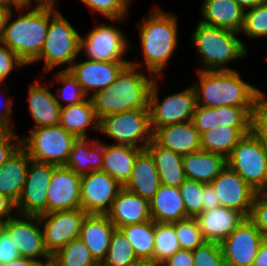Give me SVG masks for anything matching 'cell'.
Wrapping results in <instances>:
<instances>
[{"mask_svg":"<svg viewBox=\"0 0 267 266\" xmlns=\"http://www.w3.org/2000/svg\"><path fill=\"white\" fill-rule=\"evenodd\" d=\"M12 7H9L8 5L5 4H0V38L3 34L4 27L6 25L8 16L10 12L12 11Z\"/></svg>","mask_w":267,"mask_h":266,"instance_id":"cell-58","label":"cell"},{"mask_svg":"<svg viewBox=\"0 0 267 266\" xmlns=\"http://www.w3.org/2000/svg\"><path fill=\"white\" fill-rule=\"evenodd\" d=\"M252 131L262 142H267V99L263 92L260 93L255 105Z\"/></svg>","mask_w":267,"mask_h":266,"instance_id":"cell-47","label":"cell"},{"mask_svg":"<svg viewBox=\"0 0 267 266\" xmlns=\"http://www.w3.org/2000/svg\"><path fill=\"white\" fill-rule=\"evenodd\" d=\"M55 266H99L86 244L76 238L51 256Z\"/></svg>","mask_w":267,"mask_h":266,"instance_id":"cell-36","label":"cell"},{"mask_svg":"<svg viewBox=\"0 0 267 266\" xmlns=\"http://www.w3.org/2000/svg\"><path fill=\"white\" fill-rule=\"evenodd\" d=\"M76 136L60 124L33 128L29 136L21 138V147L38 162L65 166Z\"/></svg>","mask_w":267,"mask_h":266,"instance_id":"cell-8","label":"cell"},{"mask_svg":"<svg viewBox=\"0 0 267 266\" xmlns=\"http://www.w3.org/2000/svg\"><path fill=\"white\" fill-rule=\"evenodd\" d=\"M79 208H81V175L66 166H56L47 190V213Z\"/></svg>","mask_w":267,"mask_h":266,"instance_id":"cell-18","label":"cell"},{"mask_svg":"<svg viewBox=\"0 0 267 266\" xmlns=\"http://www.w3.org/2000/svg\"><path fill=\"white\" fill-rule=\"evenodd\" d=\"M220 206L233 209L249 218L256 192L228 165L210 183Z\"/></svg>","mask_w":267,"mask_h":266,"instance_id":"cell-17","label":"cell"},{"mask_svg":"<svg viewBox=\"0 0 267 266\" xmlns=\"http://www.w3.org/2000/svg\"><path fill=\"white\" fill-rule=\"evenodd\" d=\"M103 153L104 144L101 145L97 140L76 138L65 166L79 175L102 170Z\"/></svg>","mask_w":267,"mask_h":266,"instance_id":"cell-30","label":"cell"},{"mask_svg":"<svg viewBox=\"0 0 267 266\" xmlns=\"http://www.w3.org/2000/svg\"><path fill=\"white\" fill-rule=\"evenodd\" d=\"M160 185L159 173L153 157L144 149L137 155L131 177L123 187L150 201Z\"/></svg>","mask_w":267,"mask_h":266,"instance_id":"cell-26","label":"cell"},{"mask_svg":"<svg viewBox=\"0 0 267 266\" xmlns=\"http://www.w3.org/2000/svg\"><path fill=\"white\" fill-rule=\"evenodd\" d=\"M31 158L20 146L0 168V194L15 204L20 198Z\"/></svg>","mask_w":267,"mask_h":266,"instance_id":"cell-27","label":"cell"},{"mask_svg":"<svg viewBox=\"0 0 267 266\" xmlns=\"http://www.w3.org/2000/svg\"><path fill=\"white\" fill-rule=\"evenodd\" d=\"M187 217L196 218L203 212L204 183L186 179L179 187Z\"/></svg>","mask_w":267,"mask_h":266,"instance_id":"cell-40","label":"cell"},{"mask_svg":"<svg viewBox=\"0 0 267 266\" xmlns=\"http://www.w3.org/2000/svg\"><path fill=\"white\" fill-rule=\"evenodd\" d=\"M0 83L5 81L13 68L26 65L13 51L0 42Z\"/></svg>","mask_w":267,"mask_h":266,"instance_id":"cell-49","label":"cell"},{"mask_svg":"<svg viewBox=\"0 0 267 266\" xmlns=\"http://www.w3.org/2000/svg\"><path fill=\"white\" fill-rule=\"evenodd\" d=\"M142 150L129 145H104L102 170L124 186L130 179L136 157Z\"/></svg>","mask_w":267,"mask_h":266,"instance_id":"cell-31","label":"cell"},{"mask_svg":"<svg viewBox=\"0 0 267 266\" xmlns=\"http://www.w3.org/2000/svg\"><path fill=\"white\" fill-rule=\"evenodd\" d=\"M56 165L31 159L26 181L15 208L23 216H40L47 213V190Z\"/></svg>","mask_w":267,"mask_h":266,"instance_id":"cell-11","label":"cell"},{"mask_svg":"<svg viewBox=\"0 0 267 266\" xmlns=\"http://www.w3.org/2000/svg\"><path fill=\"white\" fill-rule=\"evenodd\" d=\"M249 10V11H248ZM245 10L244 23L241 29L249 37L267 36V0L256 7Z\"/></svg>","mask_w":267,"mask_h":266,"instance_id":"cell-42","label":"cell"},{"mask_svg":"<svg viewBox=\"0 0 267 266\" xmlns=\"http://www.w3.org/2000/svg\"><path fill=\"white\" fill-rule=\"evenodd\" d=\"M10 12L0 42L13 51L26 65L39 57L50 24V7H38L10 21Z\"/></svg>","mask_w":267,"mask_h":266,"instance_id":"cell-3","label":"cell"},{"mask_svg":"<svg viewBox=\"0 0 267 266\" xmlns=\"http://www.w3.org/2000/svg\"><path fill=\"white\" fill-rule=\"evenodd\" d=\"M264 237L246 218L220 243L226 266H252Z\"/></svg>","mask_w":267,"mask_h":266,"instance_id":"cell-14","label":"cell"},{"mask_svg":"<svg viewBox=\"0 0 267 266\" xmlns=\"http://www.w3.org/2000/svg\"><path fill=\"white\" fill-rule=\"evenodd\" d=\"M125 36L113 25L95 27L84 38L80 37V50L86 52L90 60L129 62L123 59L128 48Z\"/></svg>","mask_w":267,"mask_h":266,"instance_id":"cell-16","label":"cell"},{"mask_svg":"<svg viewBox=\"0 0 267 266\" xmlns=\"http://www.w3.org/2000/svg\"><path fill=\"white\" fill-rule=\"evenodd\" d=\"M91 10L98 12L112 22H120L128 12L131 0H80Z\"/></svg>","mask_w":267,"mask_h":266,"instance_id":"cell-44","label":"cell"},{"mask_svg":"<svg viewBox=\"0 0 267 266\" xmlns=\"http://www.w3.org/2000/svg\"><path fill=\"white\" fill-rule=\"evenodd\" d=\"M86 215L87 213L79 208L38 216V223L44 226V245L51 256L73 239L79 238Z\"/></svg>","mask_w":267,"mask_h":266,"instance_id":"cell-12","label":"cell"},{"mask_svg":"<svg viewBox=\"0 0 267 266\" xmlns=\"http://www.w3.org/2000/svg\"><path fill=\"white\" fill-rule=\"evenodd\" d=\"M151 219L159 223H173L188 218L179 187L161 184L150 200Z\"/></svg>","mask_w":267,"mask_h":266,"instance_id":"cell-29","label":"cell"},{"mask_svg":"<svg viewBox=\"0 0 267 266\" xmlns=\"http://www.w3.org/2000/svg\"><path fill=\"white\" fill-rule=\"evenodd\" d=\"M99 122L90 97L81 103L61 107L60 125L77 138L87 137L86 130L92 126L99 131Z\"/></svg>","mask_w":267,"mask_h":266,"instance_id":"cell-33","label":"cell"},{"mask_svg":"<svg viewBox=\"0 0 267 266\" xmlns=\"http://www.w3.org/2000/svg\"><path fill=\"white\" fill-rule=\"evenodd\" d=\"M200 84L193 86L197 105L208 108L234 106L255 108L262 92L241 79L237 70H198Z\"/></svg>","mask_w":267,"mask_h":266,"instance_id":"cell-2","label":"cell"},{"mask_svg":"<svg viewBox=\"0 0 267 266\" xmlns=\"http://www.w3.org/2000/svg\"><path fill=\"white\" fill-rule=\"evenodd\" d=\"M4 222H5V221H1V220H0V232L3 230Z\"/></svg>","mask_w":267,"mask_h":266,"instance_id":"cell-63","label":"cell"},{"mask_svg":"<svg viewBox=\"0 0 267 266\" xmlns=\"http://www.w3.org/2000/svg\"><path fill=\"white\" fill-rule=\"evenodd\" d=\"M21 255L17 247L12 242L7 232L3 229L0 232V264L14 261Z\"/></svg>","mask_w":267,"mask_h":266,"instance_id":"cell-51","label":"cell"},{"mask_svg":"<svg viewBox=\"0 0 267 266\" xmlns=\"http://www.w3.org/2000/svg\"><path fill=\"white\" fill-rule=\"evenodd\" d=\"M153 140L159 146L181 155L201 149V134L192 120L156 129L153 132Z\"/></svg>","mask_w":267,"mask_h":266,"instance_id":"cell-22","label":"cell"},{"mask_svg":"<svg viewBox=\"0 0 267 266\" xmlns=\"http://www.w3.org/2000/svg\"><path fill=\"white\" fill-rule=\"evenodd\" d=\"M131 266H161V264L156 263L153 260H139Z\"/></svg>","mask_w":267,"mask_h":266,"instance_id":"cell-61","label":"cell"},{"mask_svg":"<svg viewBox=\"0 0 267 266\" xmlns=\"http://www.w3.org/2000/svg\"><path fill=\"white\" fill-rule=\"evenodd\" d=\"M254 110L234 106L217 107V126L252 128Z\"/></svg>","mask_w":267,"mask_h":266,"instance_id":"cell-41","label":"cell"},{"mask_svg":"<svg viewBox=\"0 0 267 266\" xmlns=\"http://www.w3.org/2000/svg\"><path fill=\"white\" fill-rule=\"evenodd\" d=\"M176 17L156 6L141 24L140 36L147 71L155 79L167 65L178 44ZM156 76V77H155Z\"/></svg>","mask_w":267,"mask_h":266,"instance_id":"cell-4","label":"cell"},{"mask_svg":"<svg viewBox=\"0 0 267 266\" xmlns=\"http://www.w3.org/2000/svg\"><path fill=\"white\" fill-rule=\"evenodd\" d=\"M42 266H55L52 262L47 263V264H43Z\"/></svg>","mask_w":267,"mask_h":266,"instance_id":"cell-64","label":"cell"},{"mask_svg":"<svg viewBox=\"0 0 267 266\" xmlns=\"http://www.w3.org/2000/svg\"><path fill=\"white\" fill-rule=\"evenodd\" d=\"M38 7H52L54 8V2L56 0H35Z\"/></svg>","mask_w":267,"mask_h":266,"instance_id":"cell-62","label":"cell"},{"mask_svg":"<svg viewBox=\"0 0 267 266\" xmlns=\"http://www.w3.org/2000/svg\"><path fill=\"white\" fill-rule=\"evenodd\" d=\"M192 254L194 266H226L220 243L206 241Z\"/></svg>","mask_w":267,"mask_h":266,"instance_id":"cell-45","label":"cell"},{"mask_svg":"<svg viewBox=\"0 0 267 266\" xmlns=\"http://www.w3.org/2000/svg\"><path fill=\"white\" fill-rule=\"evenodd\" d=\"M106 215L118 229L129 224L152 220L150 201L124 187L117 194Z\"/></svg>","mask_w":267,"mask_h":266,"instance_id":"cell-20","label":"cell"},{"mask_svg":"<svg viewBox=\"0 0 267 266\" xmlns=\"http://www.w3.org/2000/svg\"><path fill=\"white\" fill-rule=\"evenodd\" d=\"M181 249L173 223L155 222L154 261L161 264Z\"/></svg>","mask_w":267,"mask_h":266,"instance_id":"cell-38","label":"cell"},{"mask_svg":"<svg viewBox=\"0 0 267 266\" xmlns=\"http://www.w3.org/2000/svg\"><path fill=\"white\" fill-rule=\"evenodd\" d=\"M130 242L139 260L154 261L155 222L148 220L119 228Z\"/></svg>","mask_w":267,"mask_h":266,"instance_id":"cell-35","label":"cell"},{"mask_svg":"<svg viewBox=\"0 0 267 266\" xmlns=\"http://www.w3.org/2000/svg\"><path fill=\"white\" fill-rule=\"evenodd\" d=\"M196 219L205 241L221 243L246 217L236 210L219 206L202 212Z\"/></svg>","mask_w":267,"mask_h":266,"instance_id":"cell-21","label":"cell"},{"mask_svg":"<svg viewBox=\"0 0 267 266\" xmlns=\"http://www.w3.org/2000/svg\"><path fill=\"white\" fill-rule=\"evenodd\" d=\"M99 131L115 139V144L143 150L153 139L149 110L135 109L105 116L100 119Z\"/></svg>","mask_w":267,"mask_h":266,"instance_id":"cell-9","label":"cell"},{"mask_svg":"<svg viewBox=\"0 0 267 266\" xmlns=\"http://www.w3.org/2000/svg\"><path fill=\"white\" fill-rule=\"evenodd\" d=\"M15 210V203L10 200L7 196L0 194V220L7 221L9 218L13 217L11 214ZM6 219L4 220L3 217Z\"/></svg>","mask_w":267,"mask_h":266,"instance_id":"cell-55","label":"cell"},{"mask_svg":"<svg viewBox=\"0 0 267 266\" xmlns=\"http://www.w3.org/2000/svg\"><path fill=\"white\" fill-rule=\"evenodd\" d=\"M28 93L30 114L36 124L34 128L59 125L63 103L49 91L48 86L43 87L40 82L30 84Z\"/></svg>","mask_w":267,"mask_h":266,"instance_id":"cell-24","label":"cell"},{"mask_svg":"<svg viewBox=\"0 0 267 266\" xmlns=\"http://www.w3.org/2000/svg\"><path fill=\"white\" fill-rule=\"evenodd\" d=\"M227 166V158L219 153L199 149L183 155L186 179L210 184Z\"/></svg>","mask_w":267,"mask_h":266,"instance_id":"cell-25","label":"cell"},{"mask_svg":"<svg viewBox=\"0 0 267 266\" xmlns=\"http://www.w3.org/2000/svg\"><path fill=\"white\" fill-rule=\"evenodd\" d=\"M201 12L200 22L241 33L245 11L234 0H204Z\"/></svg>","mask_w":267,"mask_h":266,"instance_id":"cell-28","label":"cell"},{"mask_svg":"<svg viewBox=\"0 0 267 266\" xmlns=\"http://www.w3.org/2000/svg\"><path fill=\"white\" fill-rule=\"evenodd\" d=\"M0 4H4V0H0Z\"/></svg>","mask_w":267,"mask_h":266,"instance_id":"cell-65","label":"cell"},{"mask_svg":"<svg viewBox=\"0 0 267 266\" xmlns=\"http://www.w3.org/2000/svg\"><path fill=\"white\" fill-rule=\"evenodd\" d=\"M53 9L50 7V24L46 40L39 57L34 61L44 60L46 72L66 63L70 65L63 70H68L81 52V35L59 11Z\"/></svg>","mask_w":267,"mask_h":266,"instance_id":"cell-6","label":"cell"},{"mask_svg":"<svg viewBox=\"0 0 267 266\" xmlns=\"http://www.w3.org/2000/svg\"><path fill=\"white\" fill-rule=\"evenodd\" d=\"M21 146V138L13 131H0V168Z\"/></svg>","mask_w":267,"mask_h":266,"instance_id":"cell-50","label":"cell"},{"mask_svg":"<svg viewBox=\"0 0 267 266\" xmlns=\"http://www.w3.org/2000/svg\"><path fill=\"white\" fill-rule=\"evenodd\" d=\"M220 206L217 194L210 184L204 183L203 212Z\"/></svg>","mask_w":267,"mask_h":266,"instance_id":"cell-53","label":"cell"},{"mask_svg":"<svg viewBox=\"0 0 267 266\" xmlns=\"http://www.w3.org/2000/svg\"><path fill=\"white\" fill-rule=\"evenodd\" d=\"M32 0H4V4L10 6H15L20 12L25 11V7L31 6Z\"/></svg>","mask_w":267,"mask_h":266,"instance_id":"cell-59","label":"cell"},{"mask_svg":"<svg viewBox=\"0 0 267 266\" xmlns=\"http://www.w3.org/2000/svg\"><path fill=\"white\" fill-rule=\"evenodd\" d=\"M156 83L149 92V113L152 132L160 127L191 121L197 106L193 86L180 93L172 94L159 103Z\"/></svg>","mask_w":267,"mask_h":266,"instance_id":"cell-10","label":"cell"},{"mask_svg":"<svg viewBox=\"0 0 267 266\" xmlns=\"http://www.w3.org/2000/svg\"><path fill=\"white\" fill-rule=\"evenodd\" d=\"M251 131L252 128H233L219 125L201 134V149L222 154L227 158L238 142Z\"/></svg>","mask_w":267,"mask_h":266,"instance_id":"cell-34","label":"cell"},{"mask_svg":"<svg viewBox=\"0 0 267 266\" xmlns=\"http://www.w3.org/2000/svg\"><path fill=\"white\" fill-rule=\"evenodd\" d=\"M145 149L153 157L160 183L171 187H180L186 180L183 155L159 146L153 139Z\"/></svg>","mask_w":267,"mask_h":266,"instance_id":"cell-32","label":"cell"},{"mask_svg":"<svg viewBox=\"0 0 267 266\" xmlns=\"http://www.w3.org/2000/svg\"><path fill=\"white\" fill-rule=\"evenodd\" d=\"M139 261L124 233L116 228L112 234L106 257L99 266H131Z\"/></svg>","mask_w":267,"mask_h":266,"instance_id":"cell-37","label":"cell"},{"mask_svg":"<svg viewBox=\"0 0 267 266\" xmlns=\"http://www.w3.org/2000/svg\"><path fill=\"white\" fill-rule=\"evenodd\" d=\"M234 1L238 3L245 11L247 9L263 4L266 0H234Z\"/></svg>","mask_w":267,"mask_h":266,"instance_id":"cell-60","label":"cell"},{"mask_svg":"<svg viewBox=\"0 0 267 266\" xmlns=\"http://www.w3.org/2000/svg\"><path fill=\"white\" fill-rule=\"evenodd\" d=\"M12 103L13 101L10 99H7L6 102L3 105L2 112H0V131H13L11 129V117L10 114L12 113Z\"/></svg>","mask_w":267,"mask_h":266,"instance_id":"cell-54","label":"cell"},{"mask_svg":"<svg viewBox=\"0 0 267 266\" xmlns=\"http://www.w3.org/2000/svg\"><path fill=\"white\" fill-rule=\"evenodd\" d=\"M174 229L181 249L193 251L206 242L196 218L188 217L174 222Z\"/></svg>","mask_w":267,"mask_h":266,"instance_id":"cell-39","label":"cell"},{"mask_svg":"<svg viewBox=\"0 0 267 266\" xmlns=\"http://www.w3.org/2000/svg\"><path fill=\"white\" fill-rule=\"evenodd\" d=\"M139 63L130 62L106 89L90 97L96 116H105L135 109L149 110V92L154 79L139 72Z\"/></svg>","mask_w":267,"mask_h":266,"instance_id":"cell-1","label":"cell"},{"mask_svg":"<svg viewBox=\"0 0 267 266\" xmlns=\"http://www.w3.org/2000/svg\"><path fill=\"white\" fill-rule=\"evenodd\" d=\"M122 188L103 170L81 175V209L87 214H107Z\"/></svg>","mask_w":267,"mask_h":266,"instance_id":"cell-13","label":"cell"},{"mask_svg":"<svg viewBox=\"0 0 267 266\" xmlns=\"http://www.w3.org/2000/svg\"><path fill=\"white\" fill-rule=\"evenodd\" d=\"M16 216L18 218L13 216L5 221L3 229L17 247L21 257L39 261L38 257L42 256L47 260V263H50L51 255L45 248L43 231L37 225L38 216L25 215V219L21 214Z\"/></svg>","mask_w":267,"mask_h":266,"instance_id":"cell-15","label":"cell"},{"mask_svg":"<svg viewBox=\"0 0 267 266\" xmlns=\"http://www.w3.org/2000/svg\"><path fill=\"white\" fill-rule=\"evenodd\" d=\"M56 79L57 81L62 82V84H65L62 86V88H60V90H57V96L61 100L67 101V103H64L66 105L63 104L62 107L81 103L88 98L83 91L82 86L68 70H61L60 72L58 71L56 74Z\"/></svg>","mask_w":267,"mask_h":266,"instance_id":"cell-43","label":"cell"},{"mask_svg":"<svg viewBox=\"0 0 267 266\" xmlns=\"http://www.w3.org/2000/svg\"><path fill=\"white\" fill-rule=\"evenodd\" d=\"M252 266H267V238H264Z\"/></svg>","mask_w":267,"mask_h":266,"instance_id":"cell-57","label":"cell"},{"mask_svg":"<svg viewBox=\"0 0 267 266\" xmlns=\"http://www.w3.org/2000/svg\"><path fill=\"white\" fill-rule=\"evenodd\" d=\"M129 64L130 62L95 61L88 59L78 64L74 61L68 71L82 86L83 91L88 96L90 90L94 94L99 90L108 88Z\"/></svg>","mask_w":267,"mask_h":266,"instance_id":"cell-19","label":"cell"},{"mask_svg":"<svg viewBox=\"0 0 267 266\" xmlns=\"http://www.w3.org/2000/svg\"><path fill=\"white\" fill-rule=\"evenodd\" d=\"M43 264H47V262L37 261L31 258L20 257L18 259H15L14 261L2 263L0 264V266H42Z\"/></svg>","mask_w":267,"mask_h":266,"instance_id":"cell-56","label":"cell"},{"mask_svg":"<svg viewBox=\"0 0 267 266\" xmlns=\"http://www.w3.org/2000/svg\"><path fill=\"white\" fill-rule=\"evenodd\" d=\"M161 266H194L192 251L179 249L171 257L162 262Z\"/></svg>","mask_w":267,"mask_h":266,"instance_id":"cell-52","label":"cell"},{"mask_svg":"<svg viewBox=\"0 0 267 266\" xmlns=\"http://www.w3.org/2000/svg\"><path fill=\"white\" fill-rule=\"evenodd\" d=\"M237 34L239 33L199 21L191 39L202 57L203 65H205L197 70H233L226 67L227 63L247 55V49L244 43L236 37Z\"/></svg>","mask_w":267,"mask_h":266,"instance_id":"cell-5","label":"cell"},{"mask_svg":"<svg viewBox=\"0 0 267 266\" xmlns=\"http://www.w3.org/2000/svg\"><path fill=\"white\" fill-rule=\"evenodd\" d=\"M115 229L106 214H87L83 220L79 238L99 265L106 257Z\"/></svg>","mask_w":267,"mask_h":266,"instance_id":"cell-23","label":"cell"},{"mask_svg":"<svg viewBox=\"0 0 267 266\" xmlns=\"http://www.w3.org/2000/svg\"><path fill=\"white\" fill-rule=\"evenodd\" d=\"M248 219L267 238V192L256 194Z\"/></svg>","mask_w":267,"mask_h":266,"instance_id":"cell-46","label":"cell"},{"mask_svg":"<svg viewBox=\"0 0 267 266\" xmlns=\"http://www.w3.org/2000/svg\"><path fill=\"white\" fill-rule=\"evenodd\" d=\"M192 122L200 134L217 127V107L208 108L197 105Z\"/></svg>","mask_w":267,"mask_h":266,"instance_id":"cell-48","label":"cell"},{"mask_svg":"<svg viewBox=\"0 0 267 266\" xmlns=\"http://www.w3.org/2000/svg\"><path fill=\"white\" fill-rule=\"evenodd\" d=\"M227 165L256 192H267V149L253 131L233 148Z\"/></svg>","mask_w":267,"mask_h":266,"instance_id":"cell-7","label":"cell"}]
</instances>
